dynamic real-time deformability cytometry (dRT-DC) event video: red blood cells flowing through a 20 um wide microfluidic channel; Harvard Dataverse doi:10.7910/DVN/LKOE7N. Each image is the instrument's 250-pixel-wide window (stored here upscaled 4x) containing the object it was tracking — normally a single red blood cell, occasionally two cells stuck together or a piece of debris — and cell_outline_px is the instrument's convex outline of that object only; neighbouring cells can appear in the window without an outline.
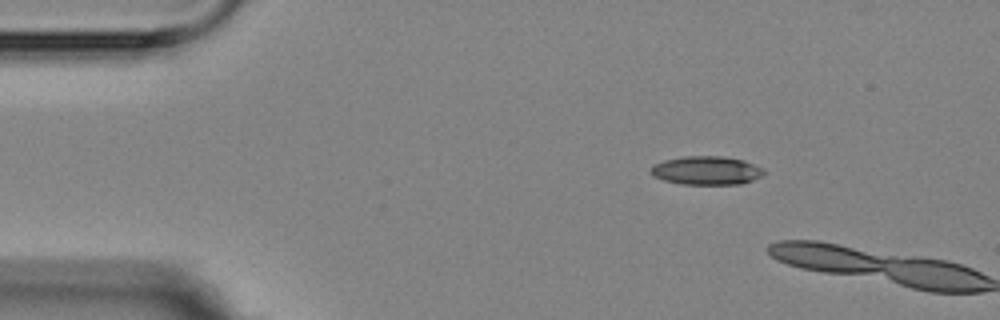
{"species": "Egyptian fruit bat (a non-hibernating species)", "species_latin": "Rousettus aegyptiacus", "temperature_condition": "room temperature", "stored_images_in_passage": 3, "camera_frame_rate_fps": 3000, "um_per_image_px": 0.085, "animal": {"sex": "female"}, "frame": {"image": 1, "passage_image": 2, "time_ms": 1.0, "image_size_px": [1000, 320], "cell_outline_px": [[764, 172], [760, 176], [752, 180], [740, 184], [684, 184], [664, 180], [652, 176], [648, 172], [648, 168], [652, 164], [664, 160], [684, 156], [724, 156], [744, 160], [764, 168]], "centroid_in_image_um": [59.99, 14.48], "position_along_channel_um": 25.0, "area_um2": 19.02}}